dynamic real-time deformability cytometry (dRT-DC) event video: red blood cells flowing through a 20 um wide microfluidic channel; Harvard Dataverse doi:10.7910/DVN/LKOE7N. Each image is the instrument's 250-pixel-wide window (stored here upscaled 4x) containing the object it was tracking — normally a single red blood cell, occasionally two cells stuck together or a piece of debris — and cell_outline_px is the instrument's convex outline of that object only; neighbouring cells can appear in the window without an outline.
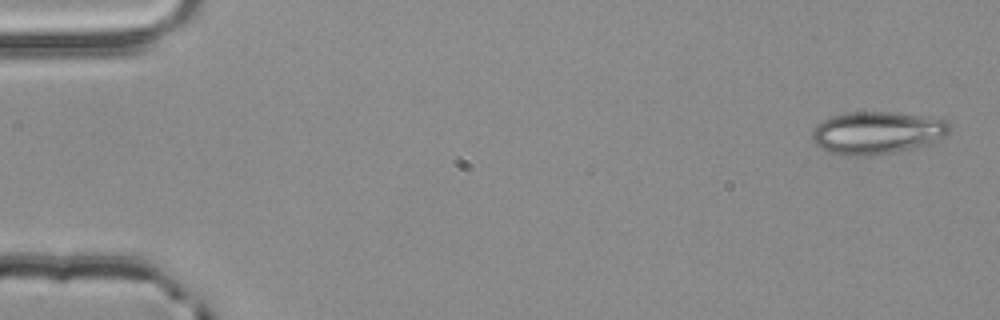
{"species": "common noctule bat (a hibernating species)", "species_latin": "Nyctalus noctula", "temperature_condition": "room temperature", "stored_images_in_passage": 3, "camera_frame_rate_fps": 3000, "um_per_image_px": 0.085, "animal": {"sex": "male", "body_mass_g": 20.4}, "frame": {"image": 1, "passage_image": 1, "time_ms": 0.0, "image_size_px": [1000, 320], "cell_outline_px": [[952, 132], [928, 144], [916, 148], [868, 156], [848, 156], [832, 152], [820, 148], [812, 140], [812, 132], [816, 124], [832, 116], [852, 112], [900, 112], [948, 120], [952, 128]], "centroid_in_image_um": [74.59, 11.28], "position_along_channel_um": 10.4, "area_um2": 34.28}}